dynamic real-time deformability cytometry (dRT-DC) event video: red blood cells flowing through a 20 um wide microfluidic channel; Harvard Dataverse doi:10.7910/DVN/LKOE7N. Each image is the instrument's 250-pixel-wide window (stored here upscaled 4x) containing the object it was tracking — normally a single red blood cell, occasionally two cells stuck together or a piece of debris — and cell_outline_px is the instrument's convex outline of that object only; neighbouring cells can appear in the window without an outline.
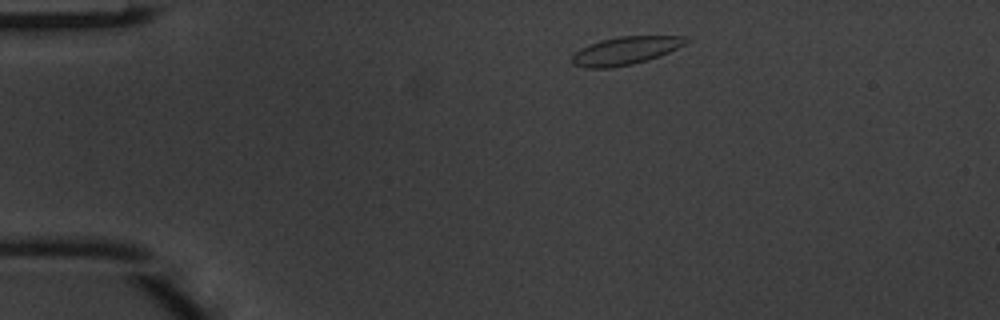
{"species": "common noctule bat (a hibernating species)", "species_latin": "Nyctalus noctula", "temperature_condition": "warm", "stored_images_in_passage": 5, "segment_of_instrument_passage": [2, 2], "camera_frame_rate_fps": 3000, "um_per_image_px": 0.085, "animal": {"sex": "male", "body_mass_g": 20.1, "forearm_length_mm": 53.5}, "frame": {"image": 1, "passage_image": 5, "time_ms": 1.333, "image_size_px": [1000, 320], "cell_outline_px": [[688, 40], [684, 44], [660, 56], [648, 60], [632, 64], [608, 68], [584, 68], [572, 64], [572, 56], [580, 48], [600, 40], [620, 36], [684, 36]], "centroid_in_image_um": [53.12, 4.31], "position_along_channel_um": 31.9, "area_um2": 18.44}}